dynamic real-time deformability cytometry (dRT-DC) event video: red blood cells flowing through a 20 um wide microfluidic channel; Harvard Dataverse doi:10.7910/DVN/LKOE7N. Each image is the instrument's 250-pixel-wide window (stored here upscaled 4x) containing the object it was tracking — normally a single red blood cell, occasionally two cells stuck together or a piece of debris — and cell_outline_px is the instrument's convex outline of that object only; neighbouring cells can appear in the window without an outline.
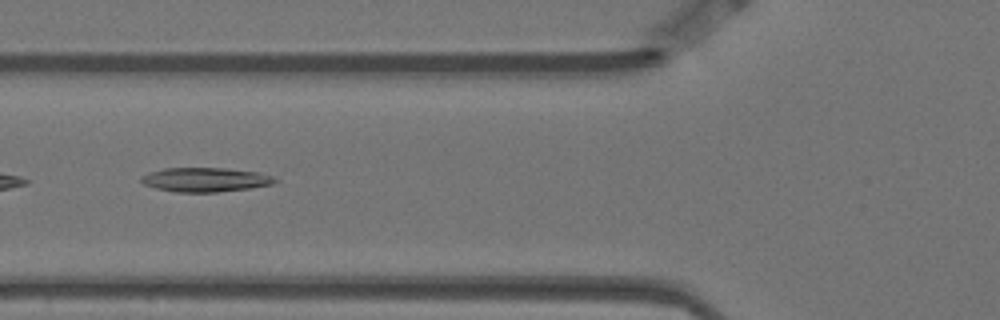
{"species": "Egyptian fruit bat (a non-hibernating species)", "species_latin": "Rousettus aegyptiacus", "temperature_condition": "warm", "stored_images_in_passage": 7, "camera_frame_rate_fps": 3000, "um_per_image_px": 0.085, "animal": {"sex": "female"}, "frame": {"image": 1, "passage_image": 6, "time_ms": 1.667, "image_size_px": [1000, 320], "cell_outline_px": [[280, 180], [272, 184], [248, 188], [216, 192], [176, 192], [156, 188], [144, 184], [140, 180], [140, 176], [148, 172], [164, 168], [224, 168], [256, 172], [276, 176]], "centroid_in_image_um": [17.45, 15.27], "position_along_channel_um": 108.3, "area_um2": 18.9}}
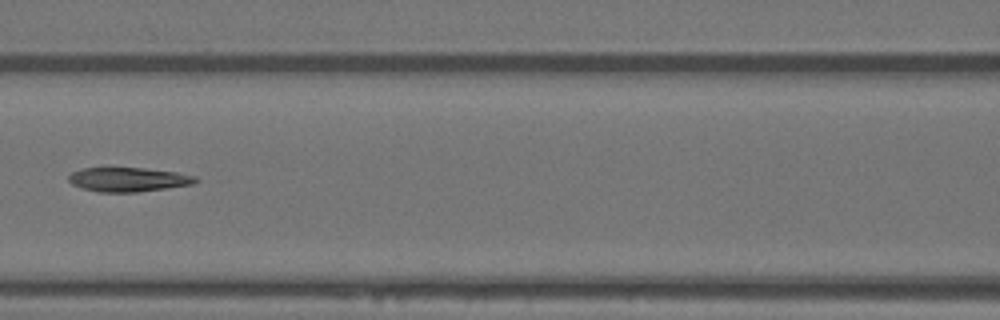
{"frame": {"image": 2, "passage_image": 7, "time_ms": 2.0, "image_size_px": [1000, 320], "cell_outline_px": [[200, 180], [192, 184], [168, 188], [136, 192], [100, 192], [84, 188], [72, 184], [68, 180], [68, 176], [72, 172], [84, 168], [144, 168], [176, 172], [196, 176]], "centroid_in_image_um": [10.93, 15.26], "position_along_channel_um": 155.7, "area_um2": 17.8}}